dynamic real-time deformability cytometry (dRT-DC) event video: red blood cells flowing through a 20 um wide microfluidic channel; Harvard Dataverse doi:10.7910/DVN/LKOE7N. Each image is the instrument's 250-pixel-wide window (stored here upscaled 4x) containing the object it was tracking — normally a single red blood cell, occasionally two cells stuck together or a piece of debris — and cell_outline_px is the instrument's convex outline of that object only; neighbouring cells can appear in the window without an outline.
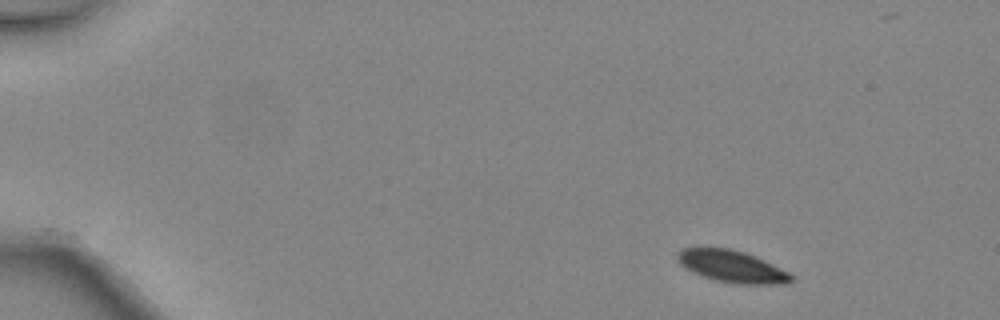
{"species": "common noctule bat (a hibernating species)", "species_latin": "Nyctalus noctula", "temperature_condition": "warm", "stored_images_in_passage": 4, "camera_frame_rate_fps": 3000, "um_per_image_px": 0.085, "animal": {"sex": "female", "body_mass_g": 24.6, "forearm_length_mm": 56.2}, "frame": {"image": 1, "passage_image": 1, "time_ms": 0.0, "image_size_px": [1000, 320], "cell_outline_px": [[792, 280], [788, 284], [732, 284], [716, 280], [692, 272], [680, 264], [676, 256], [676, 252], [680, 248], [728, 248], [744, 252], [764, 260], [788, 272], [792, 276]], "centroid_in_image_um": [62.19, 22.65], "position_along_channel_um": 22.8, "area_um2": 21.1}}
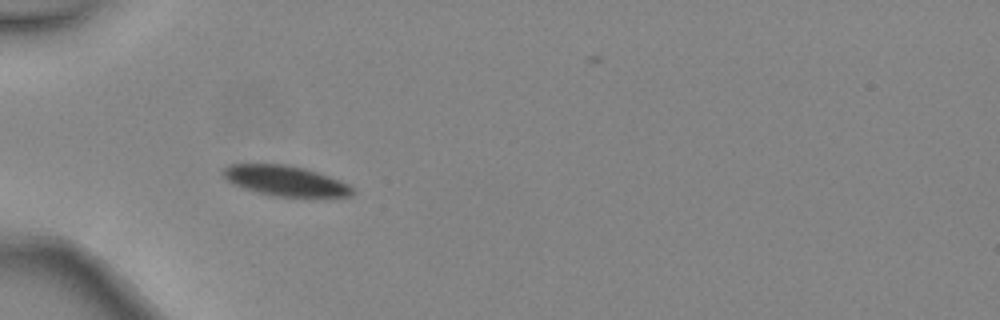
{"frame": {"image": 2, "passage_image": 3, "time_ms": 0.667, "image_size_px": [1000, 320], "cell_outline_px": [[356, 192], [352, 196], [272, 196], [244, 188], [232, 184], [220, 172], [228, 164], [284, 164], [304, 168], [340, 180], [348, 184]], "centroid_in_image_um": [24.23, 15.36], "position_along_channel_um": 60.8, "area_um2": 22.6}}
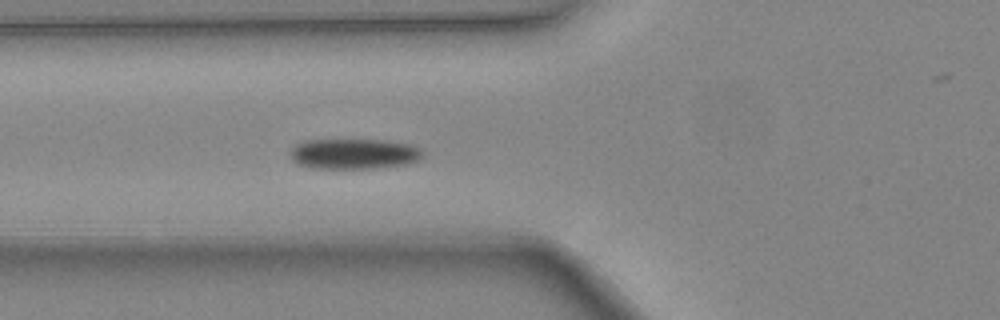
{"frame": {"image": 3, "passage_image": 4, "time_ms": 1.0, "image_size_px": [1000, 320], "cell_outline_px": [[424, 156], [408, 164], [380, 168], [308, 168], [296, 164], [292, 160], [288, 152], [296, 144], [304, 140], [384, 140], [412, 144], [420, 148], [424, 152]], "centroid_in_image_um": [30.07, 13.08], "position_along_channel_um": 95.7, "area_um2": 23.87}}